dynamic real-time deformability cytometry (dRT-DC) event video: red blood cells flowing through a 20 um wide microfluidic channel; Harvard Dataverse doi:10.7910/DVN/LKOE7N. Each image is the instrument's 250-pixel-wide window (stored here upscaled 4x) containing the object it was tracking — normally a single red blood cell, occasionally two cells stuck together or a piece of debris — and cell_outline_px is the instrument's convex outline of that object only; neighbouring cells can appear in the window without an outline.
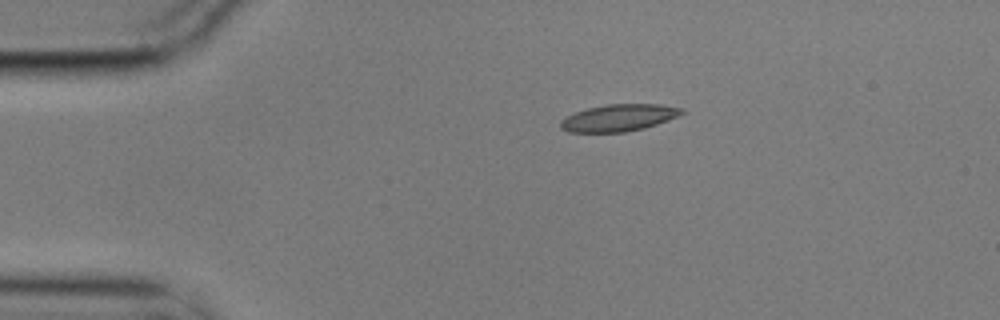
{"species": "common noctule bat (a hibernating species)", "species_latin": "Nyctalus noctula", "temperature_condition": "cold", "stored_images_in_passage": 2, "camera_frame_rate_fps": 3000, "um_per_image_px": 0.085, "animal": {"sex": "male", "body_mass_g": 17.9}, "frame": {"image": 1, "passage_image": 1, "time_ms": 0.0, "image_size_px": [1000, 320], "cell_outline_px": [[688, 112], [668, 120], [644, 128], [624, 132], [568, 132], [560, 128], [560, 120], [576, 112], [588, 108], [608, 104], [660, 104], [684, 108]], "centroid_in_image_um": [52.64, 10.0], "position_along_channel_um": 32.4, "area_um2": 19.07}}